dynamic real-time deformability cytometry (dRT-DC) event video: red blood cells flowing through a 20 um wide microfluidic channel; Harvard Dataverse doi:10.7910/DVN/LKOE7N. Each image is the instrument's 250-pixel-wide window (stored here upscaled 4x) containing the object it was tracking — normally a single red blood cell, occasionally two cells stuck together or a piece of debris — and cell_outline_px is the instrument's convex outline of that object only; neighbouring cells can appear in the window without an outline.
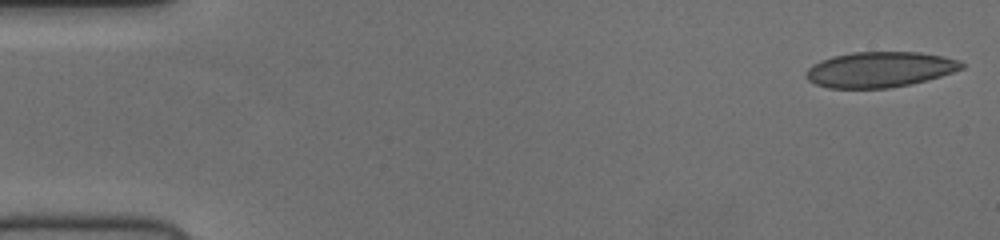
{"species": "human", "species_latin": "Homo sapiens", "temperature_condition": "cold", "stored_images_in_passage": 52, "camera_frame_rate_fps": 3000, "um_per_image_px": 0.085, "donor": {"sex": "female"}, "frame": {"image": 1, "passage_image": 1, "time_ms": 0.0, "image_size_px": [1000, 240], "cell_outline_px": [[964, 68], [940, 76], [912, 84], [888, 88], [828, 88], [816, 84], [808, 80], [804, 76], [804, 72], [812, 64], [820, 60], [832, 56], [852, 52], [920, 52], [960, 60], [964, 64]], "centroid_in_image_um": [74.74, 5.91], "position_along_channel_um": 10.3, "area_um2": 32.31}}
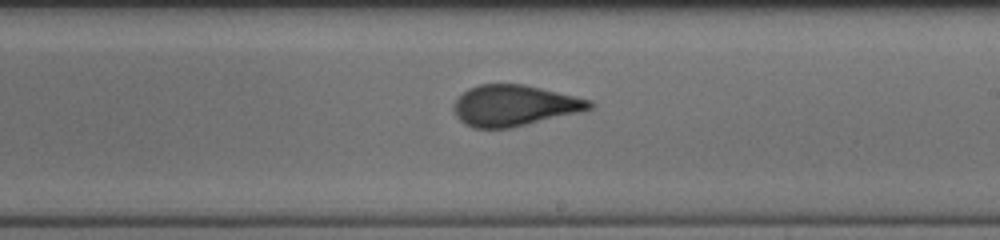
{"frame": {"image": 2, "passage_image": 30, "time_ms": 9.667, "image_size_px": [1000, 240], "cell_outline_px": [[592, 108], [512, 128], [472, 128], [464, 124], [456, 116], [452, 108], [452, 104], [468, 88], [480, 84], [524, 84], [592, 100]], "centroid_in_image_um": [43.65, 8.97], "position_along_channel_um": 245.3, "area_um2": 32.19}}
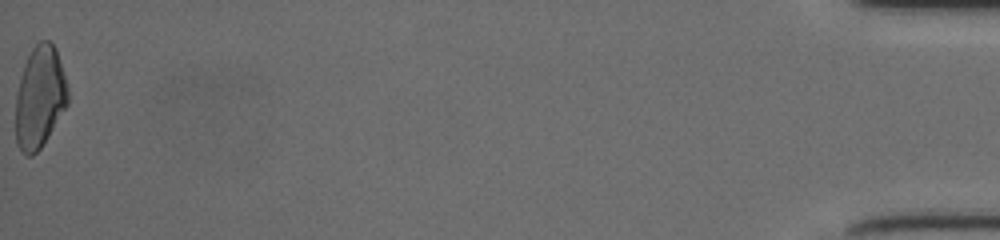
{"frame": {"image": 3, "passage_image": 52, "time_ms": 17.0, "image_size_px": [1000, 240], "cell_outline_px": [[68, 104], [48, 136], [40, 148], [32, 156], [28, 156], [16, 144], [16, 92], [20, 76], [24, 64], [32, 48], [40, 40], [48, 40], [56, 48], [68, 88]], "centroid_in_image_um": [3.37, 8.25], "position_along_channel_um": 431.8, "area_um2": 30.87}}